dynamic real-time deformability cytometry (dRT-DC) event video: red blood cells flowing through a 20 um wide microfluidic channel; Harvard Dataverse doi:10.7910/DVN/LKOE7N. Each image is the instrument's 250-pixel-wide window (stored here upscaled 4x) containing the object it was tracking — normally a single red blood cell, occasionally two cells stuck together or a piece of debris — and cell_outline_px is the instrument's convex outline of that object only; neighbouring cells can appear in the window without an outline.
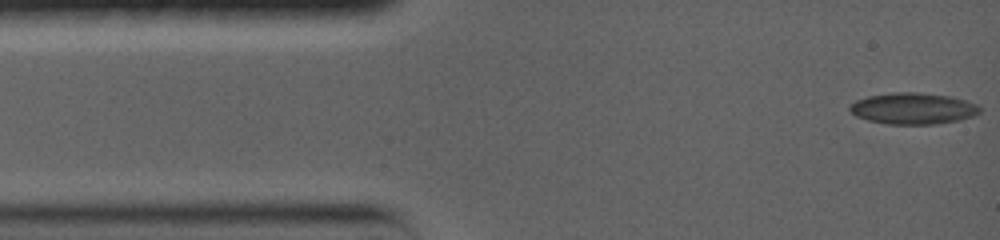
{"species": "common noctule bat (a hibernating species)", "species_latin": "Nyctalus noctula", "temperature_condition": "warm", "stored_images_in_passage": 78, "camera_frame_rate_fps": 5000, "um_per_image_px": 0.085, "animal": {"sex": "female", "body_mass_g": 19.0, "forearm_length_mm": 56.7}, "frame": {"image": 1, "passage_image": 1, "time_ms": 0.0, "image_size_px": [1000, 240], "cell_outline_px": [[980, 112], [972, 116], [960, 120], [936, 124], [888, 124], [868, 120], [856, 116], [848, 108], [856, 100], [868, 96], [896, 92], [916, 92], [948, 96], [964, 100], [976, 104], [980, 108]], "centroid_in_image_um": [77.6, 9.22], "position_along_channel_um": 7.4, "area_um2": 23.52}}
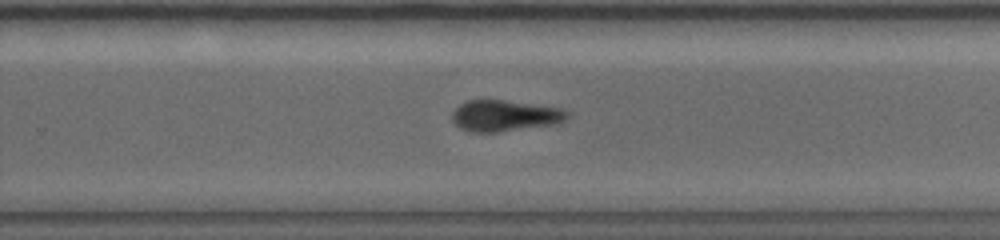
{"frame": {"image": 2, "passage_image": 41, "time_ms": 9.6, "image_size_px": [1000, 240], "cell_outline_px": [[572, 112], [568, 120], [560, 124], [496, 132], [468, 132], [460, 128], [452, 120], [452, 112], [460, 104], [468, 100], [504, 100], [564, 108]], "centroid_in_image_um": [43.0, 9.84], "position_along_channel_um": 286.8, "area_um2": 21.39}}
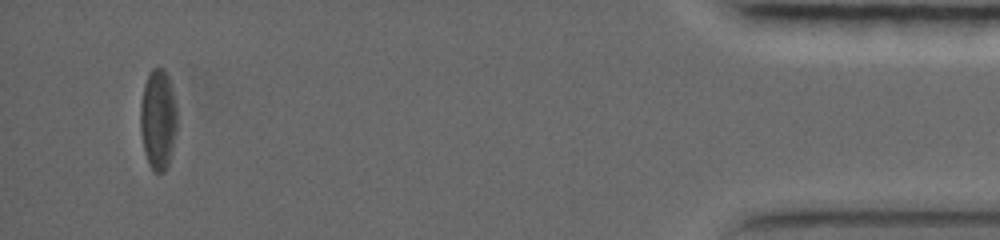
{"frame": {"image": 3, "passage_image": 68, "time_ms": 15.8, "image_size_px": [1000, 240], "cell_outline_px": [[176, 128], [172, 148], [168, 164], [164, 172], [152, 172], [148, 164], [144, 152], [140, 132], [140, 104], [144, 84], [148, 72], [152, 68], [164, 68], [168, 76], [176, 108]], "centroid_in_image_um": [13.4, 10.16], "position_along_channel_um": 421.8, "area_um2": 21.5}, "authors_computed_cell_mechanics": {"area_um2": 21.675, "velocity_mm_per_s": 3.677, "shape_relaxation_time_tau1_ms": 3.202, "shape_relaxation_time_tau2_ms": 5.1146, "deformation_change_tau1": 0.1323, "deformation_change_tau2": 0.1313}}